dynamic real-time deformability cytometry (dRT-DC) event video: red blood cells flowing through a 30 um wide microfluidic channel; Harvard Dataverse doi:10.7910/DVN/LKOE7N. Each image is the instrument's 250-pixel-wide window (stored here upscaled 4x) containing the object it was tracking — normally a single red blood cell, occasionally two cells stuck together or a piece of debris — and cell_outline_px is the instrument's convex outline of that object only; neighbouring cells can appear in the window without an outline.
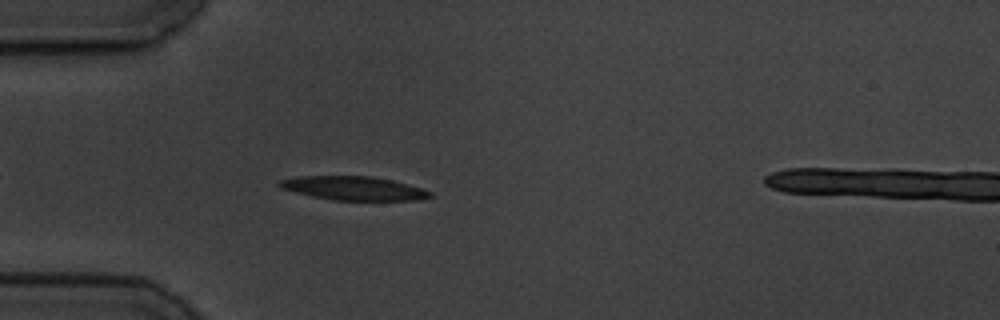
{"species": "common noctule bat (a hibernating species)", "species_latin": "Nyctalus noctula", "temperature_condition": "cold", "stored_images_in_passage": 6, "camera_frame_rate_fps": 3000, "um_per_image_px": 0.085, "animal": {"sex": "male", "body_mass_g": 19.5, "forearm_length_mm": 54.6}, "frame": {"image": 1, "passage_image": 5, "time_ms": 4.667, "image_size_px": [1000, 320], "cell_outline_px": [[432, 196], [420, 200], [332, 200], [312, 196], [280, 188], [276, 184], [280, 180], [300, 176], [372, 176], [392, 180], [408, 184], [432, 192]], "centroid_in_image_um": [30.05, 16.0], "position_along_channel_um": 54.9, "area_um2": 20.81}}